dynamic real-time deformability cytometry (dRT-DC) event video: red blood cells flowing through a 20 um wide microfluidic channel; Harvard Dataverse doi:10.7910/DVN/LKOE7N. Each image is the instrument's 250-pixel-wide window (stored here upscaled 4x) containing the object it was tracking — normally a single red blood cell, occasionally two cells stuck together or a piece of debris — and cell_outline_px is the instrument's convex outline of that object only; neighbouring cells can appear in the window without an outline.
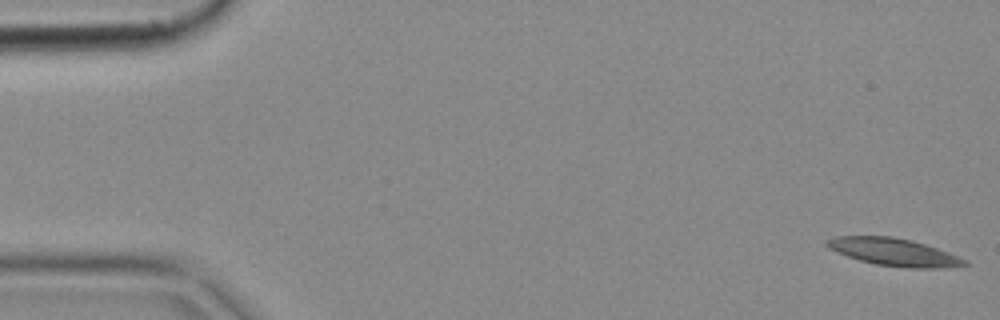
{"species": "common noctule bat (a hibernating species)", "species_latin": "Nyctalus noctula", "temperature_condition": "cold", "stored_images_in_passage": 4, "segment_of_instrument_passage": [2, 2], "camera_frame_rate_fps": 3000, "um_per_image_px": 0.085, "animal": {"sex": "female", "body_mass_g": 18.4}, "frame": {"image": 1, "passage_image": 4, "time_ms": 1.0, "image_size_px": [1000, 320], "cell_outline_px": [[968, 264], [948, 268], [912, 268], [876, 264], [860, 260], [836, 252], [828, 248], [824, 244], [828, 240], [836, 236], [892, 236], [912, 240], [960, 256], [968, 260]], "centroid_in_image_um": [76.01, 21.42], "position_along_channel_um": 9.0, "area_um2": 22.02}}